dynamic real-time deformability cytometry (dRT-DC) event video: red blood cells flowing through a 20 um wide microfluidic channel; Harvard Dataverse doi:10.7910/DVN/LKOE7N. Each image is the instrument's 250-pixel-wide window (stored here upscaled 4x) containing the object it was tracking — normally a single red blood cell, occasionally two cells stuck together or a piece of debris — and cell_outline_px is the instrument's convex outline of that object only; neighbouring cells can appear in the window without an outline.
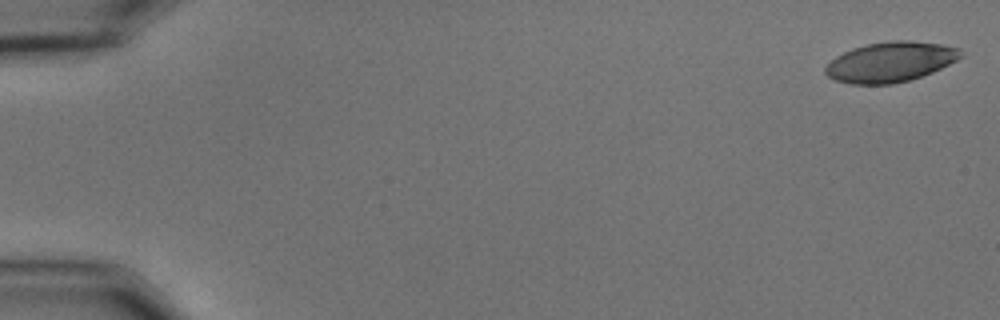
{"species": "common noctule bat (a hibernating species)", "species_latin": "Nyctalus noctula", "temperature_condition": "cold", "stored_images_in_passage": 55, "camera_frame_rate_fps": 3000, "um_per_image_px": 0.085, "animal": {"sex": "male", "body_mass_g": 15.6}, "frame": {"image": 1, "passage_image": 1, "time_ms": 0.0, "image_size_px": [1000, 320], "cell_outline_px": [[964, 56], [932, 72], [908, 80], [892, 84], [852, 84], [836, 80], [828, 76], [824, 72], [824, 68], [836, 56], [852, 48], [868, 44], [892, 40], [908, 40], [940, 44], [960, 48]], "centroid_in_image_um": [75.69, 5.26], "position_along_channel_um": 9.3, "area_um2": 31.39}}
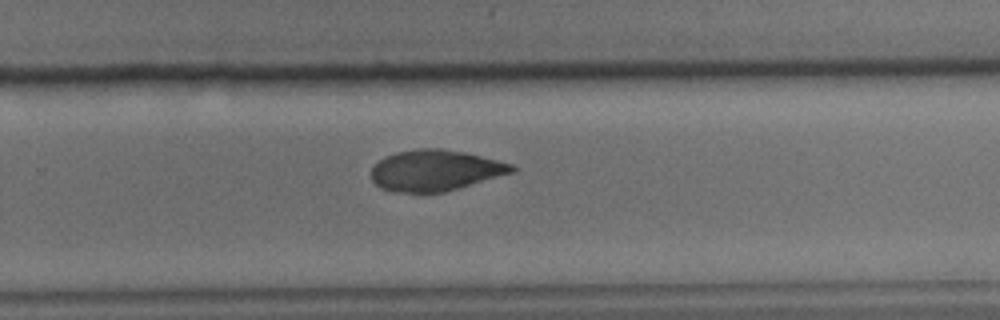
{"frame": {"image": 2, "passage_image": 37, "time_ms": 12.0, "image_size_px": [1000, 320], "cell_outline_px": [[516, 172], [444, 192], [392, 192], [380, 188], [372, 180], [372, 168], [380, 160], [396, 152], [416, 148], [440, 148], [464, 152], [512, 164], [516, 168]], "centroid_in_image_um": [37.01, 14.49], "position_along_channel_um": 292.8, "area_um2": 33.47}}
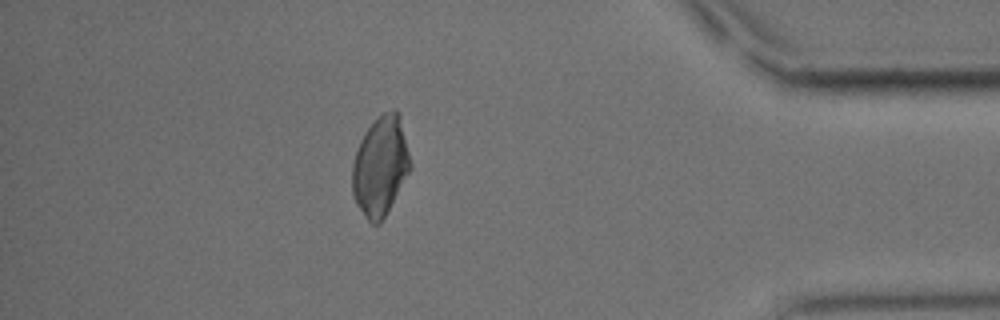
{"frame": {"image": 3, "passage_image": 49, "time_ms": 16.0, "image_size_px": [1000, 320], "cell_outline_px": [[412, 168], [380, 224], [372, 224], [368, 220], [356, 204], [352, 192], [352, 164], [356, 148], [360, 140], [368, 128], [384, 112], [392, 108], [400, 116], [412, 164]], "centroid_in_image_um": [32.33, 14.13], "position_along_channel_um": 402.9, "area_um2": 33.52}}